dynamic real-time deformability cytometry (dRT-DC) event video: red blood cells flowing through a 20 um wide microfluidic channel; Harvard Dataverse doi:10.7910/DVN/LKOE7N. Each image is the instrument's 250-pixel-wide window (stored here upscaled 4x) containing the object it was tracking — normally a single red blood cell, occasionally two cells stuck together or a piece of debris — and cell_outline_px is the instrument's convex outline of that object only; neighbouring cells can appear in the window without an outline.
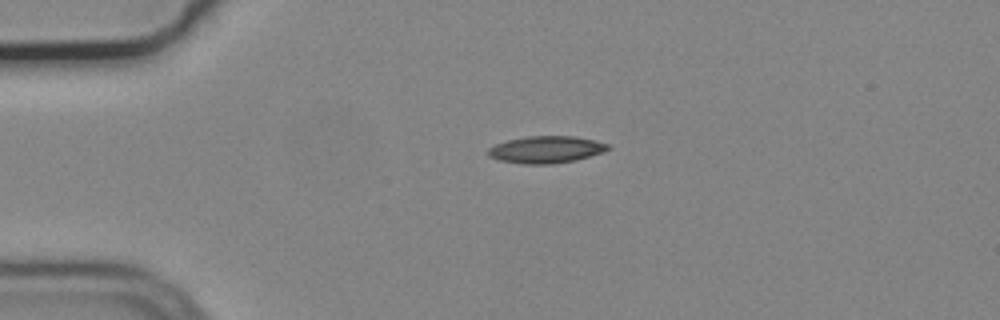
{"species": "common noctule bat (a hibernating species)", "species_latin": "Nyctalus noctula", "temperature_condition": "cold", "stored_images_in_passage": 17, "camera_frame_rate_fps": 3000, "um_per_image_px": 0.085, "animal": {"sex": "male", "body_mass_g": 19.2, "forearm_length_mm": 51.8}, "frame": {"image": 1, "passage_image": 1, "time_ms": 0.0, "image_size_px": [1000, 320], "cell_outline_px": [[608, 148], [604, 152], [576, 160], [552, 164], [524, 164], [500, 160], [488, 156], [488, 148], [496, 144], [508, 140], [528, 136], [572, 136], [592, 140], [608, 144]], "centroid_in_image_um": [46.39, 12.72], "position_along_channel_um": 38.6, "area_um2": 18.67}}
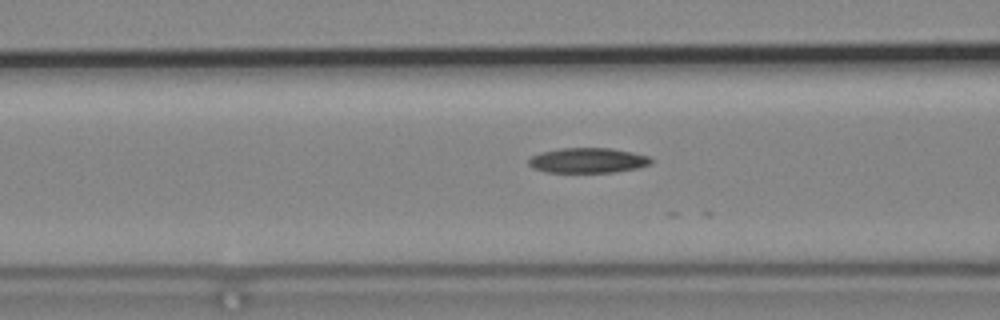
{"frame": {"image": 2, "passage_image": 10, "time_ms": 3.0, "image_size_px": [1000, 320], "cell_outline_px": [[652, 164], [640, 168], [616, 172], [548, 172], [532, 168], [528, 164], [528, 160], [532, 156], [540, 152], [560, 148], [612, 148], [632, 152], [648, 156], [652, 160]], "centroid_in_image_um": [49.98, 13.63], "position_along_channel_um": 116.6, "area_um2": 18.03}}
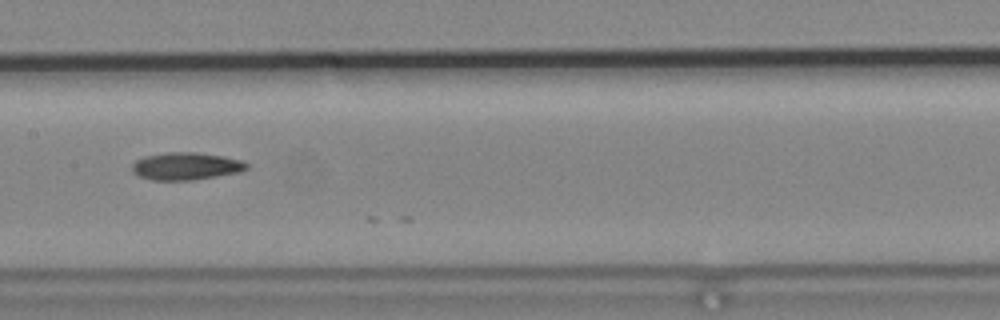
{"frame": {"image": 3, "passage_image": 16, "time_ms": 5.0, "image_size_px": [1000, 320], "cell_outline_px": [[248, 168], [240, 172], [192, 180], [152, 180], [140, 176], [132, 172], [132, 164], [136, 160], [144, 156], [168, 152], [196, 152], [224, 156], [240, 160], [248, 164]], "centroid_in_image_um": [15.8, 14.12], "position_along_channel_um": 191.6, "area_um2": 18.32}}